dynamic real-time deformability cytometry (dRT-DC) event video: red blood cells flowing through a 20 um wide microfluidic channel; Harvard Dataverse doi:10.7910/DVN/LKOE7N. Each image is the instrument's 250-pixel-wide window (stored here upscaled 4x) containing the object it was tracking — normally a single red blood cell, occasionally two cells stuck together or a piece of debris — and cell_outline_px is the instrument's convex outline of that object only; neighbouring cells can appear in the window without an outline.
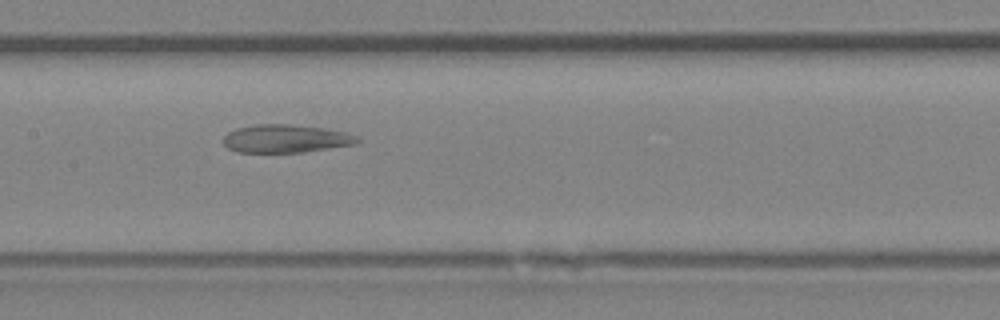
{"species": "Egyptian fruit bat (a non-hibernating species)", "species_latin": "Rousettus aegyptiacus", "temperature_condition": "room temperature", "stored_images_in_passage": 20, "camera_frame_rate_fps": 3000, "um_per_image_px": 0.085, "animal": {"sex": "female"}, "frame": {"image": 1, "passage_image": 9, "time_ms": 2.667, "image_size_px": [1000, 320], "cell_outline_px": [[360, 140], [356, 144], [304, 152], [236, 152], [228, 148], [224, 144], [224, 136], [228, 132], [236, 128], [256, 124], [288, 124], [324, 128], [344, 132], [356, 136]], "centroid_in_image_um": [24.27, 11.78], "position_along_channel_um": 183.1, "area_um2": 21.85}}